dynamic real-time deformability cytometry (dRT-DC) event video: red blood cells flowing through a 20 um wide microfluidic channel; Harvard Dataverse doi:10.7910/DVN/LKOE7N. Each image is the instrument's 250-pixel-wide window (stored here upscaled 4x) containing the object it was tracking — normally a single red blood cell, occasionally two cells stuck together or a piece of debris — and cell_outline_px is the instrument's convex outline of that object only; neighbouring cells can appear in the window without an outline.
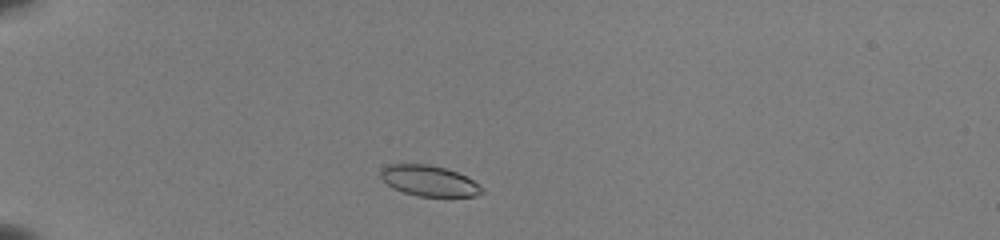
{"species": "common noctule bat (a hibernating species)", "species_latin": "Nyctalus noctula", "temperature_condition": "room temperature", "stored_images_in_passage": 42, "camera_frame_rate_fps": 3000, "um_per_image_px": 0.085, "animal": {"sex": "female", "body_mass_g": 22.0, "forearm_length_mm": 56.7}, "frame": {"image": 1, "passage_image": 5, "time_ms": 1.333, "image_size_px": [1000, 240], "cell_outline_px": [[484, 192], [476, 196], [416, 196], [392, 188], [380, 176], [380, 168], [388, 164], [428, 164], [444, 168], [456, 172], [480, 184], [484, 188]], "centroid_in_image_um": [36.46, 15.37], "position_along_channel_um": 48.5, "area_um2": 18.09}}
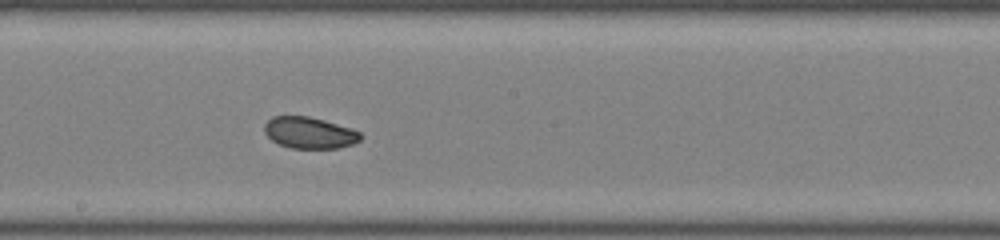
{"frame": {"image": 2, "passage_image": 21, "time_ms": 6.667, "image_size_px": [1000, 240], "cell_outline_px": [[364, 136], [360, 140], [352, 144], [340, 148], [292, 148], [280, 144], [272, 140], [264, 132], [264, 124], [272, 116], [308, 116], [324, 120], [352, 128], [360, 132]], "centroid_in_image_um": [26.33, 11.28], "position_along_channel_um": 221.9, "area_um2": 17.69}}
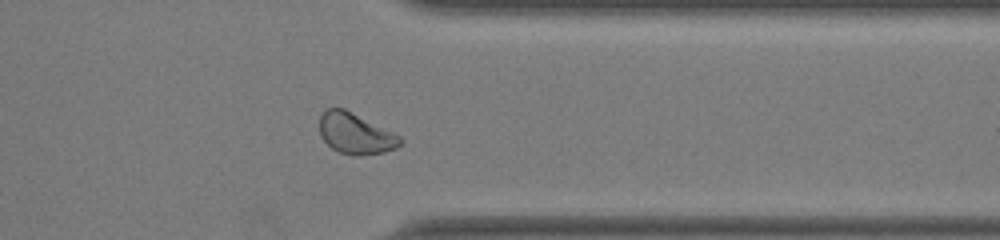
{"frame": {"image": 3, "passage_image": 33, "time_ms": 10.667, "image_size_px": [1000, 240], "cell_outline_px": [[404, 140], [396, 148], [384, 152], [360, 156], [356, 156], [340, 152], [332, 148], [320, 136], [320, 116], [324, 108], [344, 108], [400, 136]], "centroid_in_image_um": [30.2, 11.35], "position_along_channel_um": 381.2, "area_um2": 19.13}, "authors_computed_cell_mechanics": {"area_um2": 18.8428, "velocity_mm_per_s": 3.9755, "shape_relaxation_time_tau1_ms": 3.8029, "shape_relaxation_time_tau2_ms": 4.5255, "deformation_change_tau1": 0.1105, "deformation_change_tau2": 0.0568}}